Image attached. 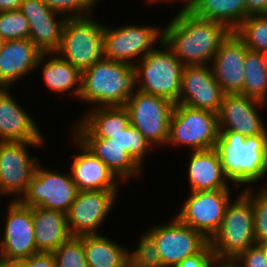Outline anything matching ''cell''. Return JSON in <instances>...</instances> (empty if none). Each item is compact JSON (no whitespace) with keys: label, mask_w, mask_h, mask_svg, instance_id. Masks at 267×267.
<instances>
[{"label":"cell","mask_w":267,"mask_h":267,"mask_svg":"<svg viewBox=\"0 0 267 267\" xmlns=\"http://www.w3.org/2000/svg\"><path fill=\"white\" fill-rule=\"evenodd\" d=\"M163 28V41L183 66L210 65L231 32L223 23L201 19L183 6Z\"/></svg>","instance_id":"6da1fadb"},{"label":"cell","mask_w":267,"mask_h":267,"mask_svg":"<svg viewBox=\"0 0 267 267\" xmlns=\"http://www.w3.org/2000/svg\"><path fill=\"white\" fill-rule=\"evenodd\" d=\"M222 168L232 185L253 187L267 177V129L245 137L238 132L219 130L215 145ZM254 184V185H253Z\"/></svg>","instance_id":"7a4b0ae2"},{"label":"cell","mask_w":267,"mask_h":267,"mask_svg":"<svg viewBox=\"0 0 267 267\" xmlns=\"http://www.w3.org/2000/svg\"><path fill=\"white\" fill-rule=\"evenodd\" d=\"M137 90L134 66L103 57L82 71L78 100L89 103L92 108L125 106Z\"/></svg>","instance_id":"3957f363"},{"label":"cell","mask_w":267,"mask_h":267,"mask_svg":"<svg viewBox=\"0 0 267 267\" xmlns=\"http://www.w3.org/2000/svg\"><path fill=\"white\" fill-rule=\"evenodd\" d=\"M234 199L227 204L221 227L210 240L216 259L235 260L256 244L251 198L242 190Z\"/></svg>","instance_id":"277c9868"},{"label":"cell","mask_w":267,"mask_h":267,"mask_svg":"<svg viewBox=\"0 0 267 267\" xmlns=\"http://www.w3.org/2000/svg\"><path fill=\"white\" fill-rule=\"evenodd\" d=\"M158 46L134 65L137 89L177 104L184 66L163 40Z\"/></svg>","instance_id":"5b68a950"},{"label":"cell","mask_w":267,"mask_h":267,"mask_svg":"<svg viewBox=\"0 0 267 267\" xmlns=\"http://www.w3.org/2000/svg\"><path fill=\"white\" fill-rule=\"evenodd\" d=\"M91 17L67 18L63 26L60 47L56 52L81 72L104 57L105 23Z\"/></svg>","instance_id":"8992f818"},{"label":"cell","mask_w":267,"mask_h":267,"mask_svg":"<svg viewBox=\"0 0 267 267\" xmlns=\"http://www.w3.org/2000/svg\"><path fill=\"white\" fill-rule=\"evenodd\" d=\"M218 137L217 113L175 104L170 119L168 147L208 150L215 148Z\"/></svg>","instance_id":"52a82bcc"},{"label":"cell","mask_w":267,"mask_h":267,"mask_svg":"<svg viewBox=\"0 0 267 267\" xmlns=\"http://www.w3.org/2000/svg\"><path fill=\"white\" fill-rule=\"evenodd\" d=\"M163 28L155 25L125 24L103 32L104 58L134 66L163 40ZM137 59V60H136Z\"/></svg>","instance_id":"ba28073f"},{"label":"cell","mask_w":267,"mask_h":267,"mask_svg":"<svg viewBox=\"0 0 267 267\" xmlns=\"http://www.w3.org/2000/svg\"><path fill=\"white\" fill-rule=\"evenodd\" d=\"M40 164L20 202L28 207H42L67 214L78 193L70 170L69 173H59L57 168L49 170Z\"/></svg>","instance_id":"9c48e42d"},{"label":"cell","mask_w":267,"mask_h":267,"mask_svg":"<svg viewBox=\"0 0 267 267\" xmlns=\"http://www.w3.org/2000/svg\"><path fill=\"white\" fill-rule=\"evenodd\" d=\"M174 106L175 103L170 100L139 90L130 96L125 104L130 124L137 128L154 148L167 144Z\"/></svg>","instance_id":"30bf717a"},{"label":"cell","mask_w":267,"mask_h":267,"mask_svg":"<svg viewBox=\"0 0 267 267\" xmlns=\"http://www.w3.org/2000/svg\"><path fill=\"white\" fill-rule=\"evenodd\" d=\"M42 145L44 144L0 141V198L14 196L13 201H20L25 195L40 162L28 150Z\"/></svg>","instance_id":"8fae6325"},{"label":"cell","mask_w":267,"mask_h":267,"mask_svg":"<svg viewBox=\"0 0 267 267\" xmlns=\"http://www.w3.org/2000/svg\"><path fill=\"white\" fill-rule=\"evenodd\" d=\"M162 267H175L186 257L199 253L210 241L199 231L183 224L175 215L165 224L149 227Z\"/></svg>","instance_id":"7c38bea8"},{"label":"cell","mask_w":267,"mask_h":267,"mask_svg":"<svg viewBox=\"0 0 267 267\" xmlns=\"http://www.w3.org/2000/svg\"><path fill=\"white\" fill-rule=\"evenodd\" d=\"M176 217L185 225L201 232L209 241L221 227L231 189L189 192Z\"/></svg>","instance_id":"4fadbf2b"},{"label":"cell","mask_w":267,"mask_h":267,"mask_svg":"<svg viewBox=\"0 0 267 267\" xmlns=\"http://www.w3.org/2000/svg\"><path fill=\"white\" fill-rule=\"evenodd\" d=\"M7 207L4 230L0 231V257L7 262L20 263L37 253L32 207L13 200Z\"/></svg>","instance_id":"5bb4252c"},{"label":"cell","mask_w":267,"mask_h":267,"mask_svg":"<svg viewBox=\"0 0 267 267\" xmlns=\"http://www.w3.org/2000/svg\"><path fill=\"white\" fill-rule=\"evenodd\" d=\"M118 190L120 189L78 191L67 213L71 235L101 234L99 229L115 206Z\"/></svg>","instance_id":"9a60e30c"},{"label":"cell","mask_w":267,"mask_h":267,"mask_svg":"<svg viewBox=\"0 0 267 267\" xmlns=\"http://www.w3.org/2000/svg\"><path fill=\"white\" fill-rule=\"evenodd\" d=\"M225 93L210 65L184 66L177 104L219 113Z\"/></svg>","instance_id":"2e32d148"},{"label":"cell","mask_w":267,"mask_h":267,"mask_svg":"<svg viewBox=\"0 0 267 267\" xmlns=\"http://www.w3.org/2000/svg\"><path fill=\"white\" fill-rule=\"evenodd\" d=\"M19 10L29 21V39L42 53H56L67 17L50 9L43 0H23Z\"/></svg>","instance_id":"e0dca14e"},{"label":"cell","mask_w":267,"mask_h":267,"mask_svg":"<svg viewBox=\"0 0 267 267\" xmlns=\"http://www.w3.org/2000/svg\"><path fill=\"white\" fill-rule=\"evenodd\" d=\"M266 103L241 94H225L218 113V129L235 131L245 137L257 136L266 129L259 110Z\"/></svg>","instance_id":"ac0fdd59"},{"label":"cell","mask_w":267,"mask_h":267,"mask_svg":"<svg viewBox=\"0 0 267 267\" xmlns=\"http://www.w3.org/2000/svg\"><path fill=\"white\" fill-rule=\"evenodd\" d=\"M246 45L231 31L213 57L212 71L225 94H241L245 80Z\"/></svg>","instance_id":"d6986e66"},{"label":"cell","mask_w":267,"mask_h":267,"mask_svg":"<svg viewBox=\"0 0 267 267\" xmlns=\"http://www.w3.org/2000/svg\"><path fill=\"white\" fill-rule=\"evenodd\" d=\"M74 135L91 153L100 159L122 182L139 177L143 170L122 148L108 139L96 138L79 120L71 127Z\"/></svg>","instance_id":"ffe728a7"},{"label":"cell","mask_w":267,"mask_h":267,"mask_svg":"<svg viewBox=\"0 0 267 267\" xmlns=\"http://www.w3.org/2000/svg\"><path fill=\"white\" fill-rule=\"evenodd\" d=\"M10 89L0 87V141L45 143L37 123L18 104Z\"/></svg>","instance_id":"44dd1931"},{"label":"cell","mask_w":267,"mask_h":267,"mask_svg":"<svg viewBox=\"0 0 267 267\" xmlns=\"http://www.w3.org/2000/svg\"><path fill=\"white\" fill-rule=\"evenodd\" d=\"M42 54L30 39L5 40L0 52V87L12 88L30 75Z\"/></svg>","instance_id":"7402d4cb"},{"label":"cell","mask_w":267,"mask_h":267,"mask_svg":"<svg viewBox=\"0 0 267 267\" xmlns=\"http://www.w3.org/2000/svg\"><path fill=\"white\" fill-rule=\"evenodd\" d=\"M79 154H74L70 163V172L78 191L120 189L122 182L93 153H91L74 135Z\"/></svg>","instance_id":"603a6c76"},{"label":"cell","mask_w":267,"mask_h":267,"mask_svg":"<svg viewBox=\"0 0 267 267\" xmlns=\"http://www.w3.org/2000/svg\"><path fill=\"white\" fill-rule=\"evenodd\" d=\"M187 177L190 191L230 189V180L224 174L215 148L191 151Z\"/></svg>","instance_id":"cb8c5ba5"},{"label":"cell","mask_w":267,"mask_h":267,"mask_svg":"<svg viewBox=\"0 0 267 267\" xmlns=\"http://www.w3.org/2000/svg\"><path fill=\"white\" fill-rule=\"evenodd\" d=\"M39 67L42 69L44 86L50 93L54 92L60 95L66 93L69 96L72 94V98H79L82 79V72L79 69L62 59L57 53H43L39 58L36 70Z\"/></svg>","instance_id":"d4e9b609"},{"label":"cell","mask_w":267,"mask_h":267,"mask_svg":"<svg viewBox=\"0 0 267 267\" xmlns=\"http://www.w3.org/2000/svg\"><path fill=\"white\" fill-rule=\"evenodd\" d=\"M32 214L37 253H52L72 237L66 213L32 207Z\"/></svg>","instance_id":"484cf974"},{"label":"cell","mask_w":267,"mask_h":267,"mask_svg":"<svg viewBox=\"0 0 267 267\" xmlns=\"http://www.w3.org/2000/svg\"><path fill=\"white\" fill-rule=\"evenodd\" d=\"M183 7L196 17L223 23L230 31L248 16L245 0H187Z\"/></svg>","instance_id":"4316f807"},{"label":"cell","mask_w":267,"mask_h":267,"mask_svg":"<svg viewBox=\"0 0 267 267\" xmlns=\"http://www.w3.org/2000/svg\"><path fill=\"white\" fill-rule=\"evenodd\" d=\"M84 246L88 267H129L128 251L105 234L78 236Z\"/></svg>","instance_id":"83f0119b"},{"label":"cell","mask_w":267,"mask_h":267,"mask_svg":"<svg viewBox=\"0 0 267 267\" xmlns=\"http://www.w3.org/2000/svg\"><path fill=\"white\" fill-rule=\"evenodd\" d=\"M79 121L96 137L107 139V133L124 131L130 125L125 106L88 109Z\"/></svg>","instance_id":"f1b7e54d"},{"label":"cell","mask_w":267,"mask_h":267,"mask_svg":"<svg viewBox=\"0 0 267 267\" xmlns=\"http://www.w3.org/2000/svg\"><path fill=\"white\" fill-rule=\"evenodd\" d=\"M243 68L245 80L241 95L267 104V72L261 52L247 49Z\"/></svg>","instance_id":"f546056e"},{"label":"cell","mask_w":267,"mask_h":267,"mask_svg":"<svg viewBox=\"0 0 267 267\" xmlns=\"http://www.w3.org/2000/svg\"><path fill=\"white\" fill-rule=\"evenodd\" d=\"M107 139L128 153L142 169L144 160L147 158L146 155L149 151L151 152V148H154L144 135L131 124L124 131L107 133Z\"/></svg>","instance_id":"4dcf8cb0"},{"label":"cell","mask_w":267,"mask_h":267,"mask_svg":"<svg viewBox=\"0 0 267 267\" xmlns=\"http://www.w3.org/2000/svg\"><path fill=\"white\" fill-rule=\"evenodd\" d=\"M233 32L249 50L267 51V15L247 16Z\"/></svg>","instance_id":"1f68e13d"},{"label":"cell","mask_w":267,"mask_h":267,"mask_svg":"<svg viewBox=\"0 0 267 267\" xmlns=\"http://www.w3.org/2000/svg\"><path fill=\"white\" fill-rule=\"evenodd\" d=\"M242 190L251 198L254 211L256 244L267 242V186L244 187Z\"/></svg>","instance_id":"d6a6232c"},{"label":"cell","mask_w":267,"mask_h":267,"mask_svg":"<svg viewBox=\"0 0 267 267\" xmlns=\"http://www.w3.org/2000/svg\"><path fill=\"white\" fill-rule=\"evenodd\" d=\"M138 242L137 248L128 251L129 267H162L154 239L143 231Z\"/></svg>","instance_id":"836d02e7"},{"label":"cell","mask_w":267,"mask_h":267,"mask_svg":"<svg viewBox=\"0 0 267 267\" xmlns=\"http://www.w3.org/2000/svg\"><path fill=\"white\" fill-rule=\"evenodd\" d=\"M57 267H88L82 240L70 237L52 252Z\"/></svg>","instance_id":"e575fe53"},{"label":"cell","mask_w":267,"mask_h":267,"mask_svg":"<svg viewBox=\"0 0 267 267\" xmlns=\"http://www.w3.org/2000/svg\"><path fill=\"white\" fill-rule=\"evenodd\" d=\"M29 36V21L19 9L0 12V38L29 39Z\"/></svg>","instance_id":"d590c367"},{"label":"cell","mask_w":267,"mask_h":267,"mask_svg":"<svg viewBox=\"0 0 267 267\" xmlns=\"http://www.w3.org/2000/svg\"><path fill=\"white\" fill-rule=\"evenodd\" d=\"M52 10L67 18L87 17L95 12L100 0H43ZM94 8V9H93ZM94 11V12H93Z\"/></svg>","instance_id":"8d00e7d4"},{"label":"cell","mask_w":267,"mask_h":267,"mask_svg":"<svg viewBox=\"0 0 267 267\" xmlns=\"http://www.w3.org/2000/svg\"><path fill=\"white\" fill-rule=\"evenodd\" d=\"M235 261L240 267H267V258L258 244L248 247Z\"/></svg>","instance_id":"74e56055"},{"label":"cell","mask_w":267,"mask_h":267,"mask_svg":"<svg viewBox=\"0 0 267 267\" xmlns=\"http://www.w3.org/2000/svg\"><path fill=\"white\" fill-rule=\"evenodd\" d=\"M215 259L209 242L199 253L186 257L175 267H211Z\"/></svg>","instance_id":"f35d334b"},{"label":"cell","mask_w":267,"mask_h":267,"mask_svg":"<svg viewBox=\"0 0 267 267\" xmlns=\"http://www.w3.org/2000/svg\"><path fill=\"white\" fill-rule=\"evenodd\" d=\"M21 267H57L52 253L38 252L18 263Z\"/></svg>","instance_id":"ab89813d"},{"label":"cell","mask_w":267,"mask_h":267,"mask_svg":"<svg viewBox=\"0 0 267 267\" xmlns=\"http://www.w3.org/2000/svg\"><path fill=\"white\" fill-rule=\"evenodd\" d=\"M248 16L267 15V0H245Z\"/></svg>","instance_id":"60d3db41"},{"label":"cell","mask_w":267,"mask_h":267,"mask_svg":"<svg viewBox=\"0 0 267 267\" xmlns=\"http://www.w3.org/2000/svg\"><path fill=\"white\" fill-rule=\"evenodd\" d=\"M22 2L23 0H0V12L19 9Z\"/></svg>","instance_id":"b9f144b4"},{"label":"cell","mask_w":267,"mask_h":267,"mask_svg":"<svg viewBox=\"0 0 267 267\" xmlns=\"http://www.w3.org/2000/svg\"><path fill=\"white\" fill-rule=\"evenodd\" d=\"M211 267H240L235 260L215 259Z\"/></svg>","instance_id":"7bdbcfd3"},{"label":"cell","mask_w":267,"mask_h":267,"mask_svg":"<svg viewBox=\"0 0 267 267\" xmlns=\"http://www.w3.org/2000/svg\"><path fill=\"white\" fill-rule=\"evenodd\" d=\"M145 1H147V3H149L148 5H150V3H151V5L153 4H156V3H159V4H162V3H166V4H172V3H176V2H181L182 1V4L183 3H185L187 0H145ZM170 2V3H169Z\"/></svg>","instance_id":"ee69618b"},{"label":"cell","mask_w":267,"mask_h":267,"mask_svg":"<svg viewBox=\"0 0 267 267\" xmlns=\"http://www.w3.org/2000/svg\"><path fill=\"white\" fill-rule=\"evenodd\" d=\"M261 55H262V58H263L265 70L267 72V51L266 52H261Z\"/></svg>","instance_id":"f6af8a7d"},{"label":"cell","mask_w":267,"mask_h":267,"mask_svg":"<svg viewBox=\"0 0 267 267\" xmlns=\"http://www.w3.org/2000/svg\"><path fill=\"white\" fill-rule=\"evenodd\" d=\"M258 245H260L262 247L264 254H265V257L267 258V242L262 243V244H258Z\"/></svg>","instance_id":"bcb514c9"},{"label":"cell","mask_w":267,"mask_h":267,"mask_svg":"<svg viewBox=\"0 0 267 267\" xmlns=\"http://www.w3.org/2000/svg\"><path fill=\"white\" fill-rule=\"evenodd\" d=\"M0 267H12V262L3 261Z\"/></svg>","instance_id":"7dc6e473"},{"label":"cell","mask_w":267,"mask_h":267,"mask_svg":"<svg viewBox=\"0 0 267 267\" xmlns=\"http://www.w3.org/2000/svg\"><path fill=\"white\" fill-rule=\"evenodd\" d=\"M4 44H5V40L0 38V52L2 51Z\"/></svg>","instance_id":"c3c4849f"},{"label":"cell","mask_w":267,"mask_h":267,"mask_svg":"<svg viewBox=\"0 0 267 267\" xmlns=\"http://www.w3.org/2000/svg\"><path fill=\"white\" fill-rule=\"evenodd\" d=\"M12 267H21L18 263L12 262Z\"/></svg>","instance_id":"681fc988"},{"label":"cell","mask_w":267,"mask_h":267,"mask_svg":"<svg viewBox=\"0 0 267 267\" xmlns=\"http://www.w3.org/2000/svg\"><path fill=\"white\" fill-rule=\"evenodd\" d=\"M4 260L0 257V264L3 262Z\"/></svg>","instance_id":"f907efd6"}]
</instances>
